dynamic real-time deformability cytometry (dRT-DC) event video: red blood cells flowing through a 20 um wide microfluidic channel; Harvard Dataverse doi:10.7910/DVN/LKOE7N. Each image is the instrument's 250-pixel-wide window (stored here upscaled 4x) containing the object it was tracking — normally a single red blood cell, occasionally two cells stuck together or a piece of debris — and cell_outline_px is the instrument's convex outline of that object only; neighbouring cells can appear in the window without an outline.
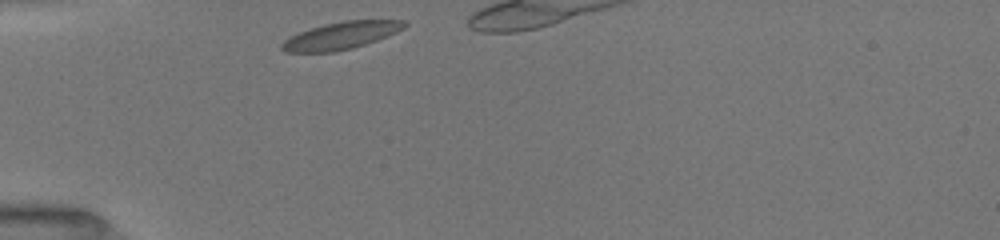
{"species": "common noctule bat (a hibernating species)", "species_latin": "Nyctalus noctula", "temperature_condition": "room temperature", "stored_images_in_passage": 8, "camera_frame_rate_fps": 3000, "um_per_image_px": 0.085, "animal": {"sex": "female", "body_mass_g": 19.5, "forearm_length_mm": 54.1}, "frame": {"image": 1, "passage_image": 1, "time_ms": 0.0, "image_size_px": [1000, 240], "cell_outline_px": [[408, 24], [404, 28], [388, 36], [352, 48], [332, 52], [284, 52], [280, 48], [280, 44], [284, 40], [300, 32], [324, 24], [344, 20], [404, 20]], "centroid_in_image_um": [28.99, 3.02], "position_along_channel_um": 56.0, "area_um2": 19.36}}
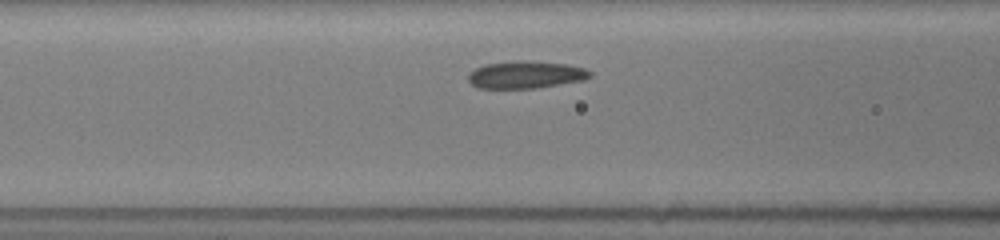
{"frame": {"image": 2, "passage_image": 7, "time_ms": 2.0, "image_size_px": [1000, 240], "cell_outline_px": [[592, 76], [584, 80], [536, 88], [476, 88], [468, 80], [468, 76], [476, 68], [484, 64], [512, 60], [524, 60], [568, 64], [584, 68], [592, 72]], "centroid_in_image_um": [44.7, 6.34], "position_along_channel_um": 121.9, "area_um2": 19.54}}